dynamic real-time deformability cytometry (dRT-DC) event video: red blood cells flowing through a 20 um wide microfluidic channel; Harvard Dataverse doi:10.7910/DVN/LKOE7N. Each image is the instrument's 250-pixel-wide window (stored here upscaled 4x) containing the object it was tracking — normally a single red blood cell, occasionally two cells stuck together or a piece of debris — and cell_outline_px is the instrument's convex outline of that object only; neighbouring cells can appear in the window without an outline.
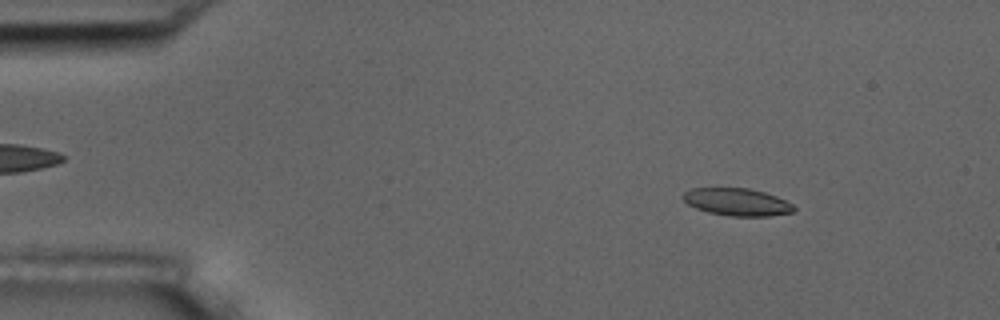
{"species": "common noctule bat (a hibernating species)", "species_latin": "Nyctalus noctula", "temperature_condition": "room temperature", "stored_images_in_passage": 55, "camera_frame_rate_fps": 3000, "um_per_image_px": 0.085, "animal": {"sex": "male", "body_mass_g": 17.5, "forearm_length_mm": 52.3}, "frame": {"image": 1, "passage_image": 7, "time_ms": 2.0, "image_size_px": [1000, 320], "cell_outline_px": [[796, 208], [792, 212], [768, 216], [728, 216], [708, 212], [696, 208], [688, 204], [684, 200], [684, 192], [692, 188], [748, 188], [764, 192], [776, 196], [792, 204]], "centroid_in_image_um": [62.65, 17.17], "position_along_channel_um": 22.4, "area_um2": 17.57}}
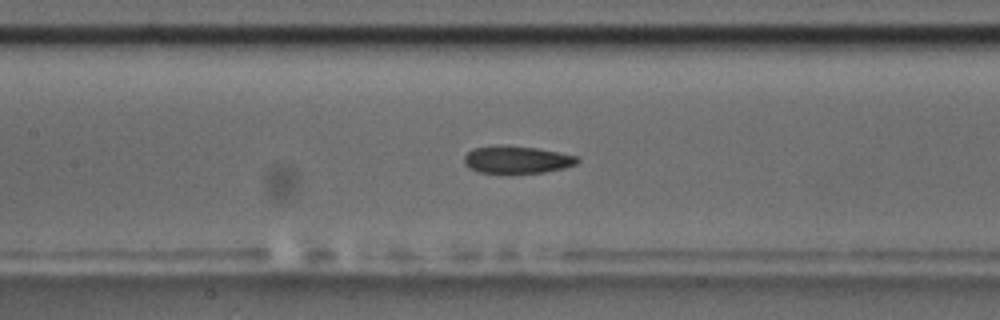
{"frame": {"image": 2, "passage_image": 25, "time_ms": 8.0, "image_size_px": [1000, 320], "cell_outline_px": [[580, 160], [576, 164], [564, 168], [544, 172], [480, 172], [468, 168], [464, 164], [464, 156], [472, 148], [500, 144], [536, 148], [576, 156]], "centroid_in_image_um": [43.89, 13.55], "position_along_channel_um": 163.5, "area_um2": 17.92}}
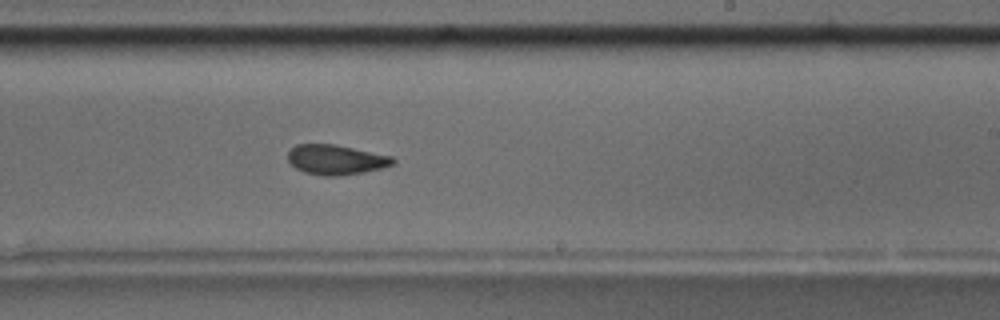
{"frame": {"image": 3, "passage_image": 33, "time_ms": 10.667, "image_size_px": [1000, 320], "cell_outline_px": [[396, 160], [392, 164], [380, 168], [364, 172], [340, 176], [324, 176], [304, 172], [296, 168], [288, 160], [288, 152], [296, 144], [336, 144], [392, 156]], "centroid_in_image_um": [28.55, 13.57], "position_along_channel_um": 260.5, "area_um2": 18.26}, "authors_computed_cell_mechanics": {"area_um2": 18.6694, "velocity_mm_per_s": 3.6599, "shape_relaxation_time_tau1_ms": 4.125, "shape_relaxation_time_tau2_ms": 2.5846, "deformation_change_tau1": 0.1295, "deformation_change_tau2": 0.0888}}